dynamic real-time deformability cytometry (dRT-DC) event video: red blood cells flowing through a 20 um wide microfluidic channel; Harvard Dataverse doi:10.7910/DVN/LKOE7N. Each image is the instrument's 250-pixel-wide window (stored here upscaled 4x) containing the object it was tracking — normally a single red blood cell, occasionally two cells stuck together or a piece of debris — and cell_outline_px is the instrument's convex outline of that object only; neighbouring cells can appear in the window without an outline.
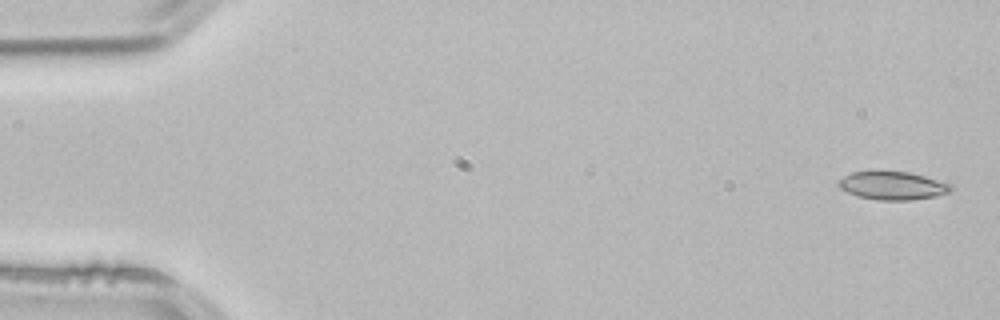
{"species": "common noctule bat (a hibernating species)", "species_latin": "Nyctalus noctula", "temperature_condition": "room temperature", "stored_images_in_passage": 3, "camera_frame_rate_fps": 3000, "um_per_image_px": 0.085, "animal": {"sex": "male", "body_mass_g": 21.5, "forearm_length_mm": 52.0}, "frame": {"image": 1, "passage_image": 1, "time_ms": 0.0, "image_size_px": [1000, 320], "cell_outline_px": [[952, 192], [936, 196], [912, 200], [876, 200], [856, 196], [840, 188], [836, 184], [836, 180], [852, 172], [908, 172], [924, 176], [952, 184]], "centroid_in_image_um": [75.86, 15.79], "position_along_channel_um": 9.1, "area_um2": 18.5}}
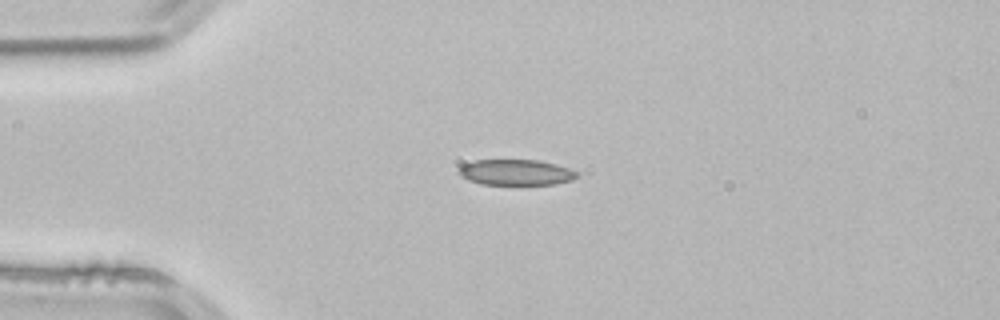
{"frame": {"image": 2, "passage_image": 3, "time_ms": 0.667, "image_size_px": [1000, 320], "cell_outline_px": [[576, 176], [572, 180], [556, 184], [480, 184], [468, 180], [460, 176], [456, 172], [464, 164], [472, 160], [536, 160], [556, 164], [568, 168], [576, 172]], "centroid_in_image_um": [43.79, 14.65], "position_along_channel_um": 41.2, "area_um2": 17.63}}